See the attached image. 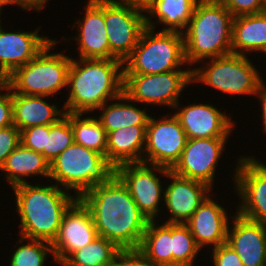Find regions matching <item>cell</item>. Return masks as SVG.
<instances>
[{
  "label": "cell",
  "instance_id": "obj_1",
  "mask_svg": "<svg viewBox=\"0 0 266 266\" xmlns=\"http://www.w3.org/2000/svg\"><path fill=\"white\" fill-rule=\"evenodd\" d=\"M79 199L90 210L98 236L114 242L121 250L139 248L149 221L116 175Z\"/></svg>",
  "mask_w": 266,
  "mask_h": 266
},
{
  "label": "cell",
  "instance_id": "obj_2",
  "mask_svg": "<svg viewBox=\"0 0 266 266\" xmlns=\"http://www.w3.org/2000/svg\"><path fill=\"white\" fill-rule=\"evenodd\" d=\"M79 59L72 58L68 71L67 86L70 89L63 108L65 113L93 112L123 94L122 61Z\"/></svg>",
  "mask_w": 266,
  "mask_h": 266
},
{
  "label": "cell",
  "instance_id": "obj_3",
  "mask_svg": "<svg viewBox=\"0 0 266 266\" xmlns=\"http://www.w3.org/2000/svg\"><path fill=\"white\" fill-rule=\"evenodd\" d=\"M20 216V242L41 240L51 243L57 237L67 209L78 199L56 184L24 183L13 187Z\"/></svg>",
  "mask_w": 266,
  "mask_h": 266
},
{
  "label": "cell",
  "instance_id": "obj_4",
  "mask_svg": "<svg viewBox=\"0 0 266 266\" xmlns=\"http://www.w3.org/2000/svg\"><path fill=\"white\" fill-rule=\"evenodd\" d=\"M233 19L220 0H199L183 32L186 64L231 54Z\"/></svg>",
  "mask_w": 266,
  "mask_h": 266
},
{
  "label": "cell",
  "instance_id": "obj_5",
  "mask_svg": "<svg viewBox=\"0 0 266 266\" xmlns=\"http://www.w3.org/2000/svg\"><path fill=\"white\" fill-rule=\"evenodd\" d=\"M115 175L116 167L107 157L74 142L50 163L49 178L65 191L73 189L77 198Z\"/></svg>",
  "mask_w": 266,
  "mask_h": 266
},
{
  "label": "cell",
  "instance_id": "obj_6",
  "mask_svg": "<svg viewBox=\"0 0 266 266\" xmlns=\"http://www.w3.org/2000/svg\"><path fill=\"white\" fill-rule=\"evenodd\" d=\"M154 32L153 28L144 29L137 46L123 62L124 74H158L183 70L180 69L186 65L183 33L163 30L156 34Z\"/></svg>",
  "mask_w": 266,
  "mask_h": 266
},
{
  "label": "cell",
  "instance_id": "obj_7",
  "mask_svg": "<svg viewBox=\"0 0 266 266\" xmlns=\"http://www.w3.org/2000/svg\"><path fill=\"white\" fill-rule=\"evenodd\" d=\"M56 43L53 39L35 58L7 77V87L12 93L49 97L67 88L72 57L63 53L49 54Z\"/></svg>",
  "mask_w": 266,
  "mask_h": 266
},
{
  "label": "cell",
  "instance_id": "obj_8",
  "mask_svg": "<svg viewBox=\"0 0 266 266\" xmlns=\"http://www.w3.org/2000/svg\"><path fill=\"white\" fill-rule=\"evenodd\" d=\"M248 56L229 54L192 69V82H201L228 94L259 95L265 83Z\"/></svg>",
  "mask_w": 266,
  "mask_h": 266
},
{
  "label": "cell",
  "instance_id": "obj_9",
  "mask_svg": "<svg viewBox=\"0 0 266 266\" xmlns=\"http://www.w3.org/2000/svg\"><path fill=\"white\" fill-rule=\"evenodd\" d=\"M191 82L192 69L158 74H124L123 93L128 102L165 105L176 109L180 106V93Z\"/></svg>",
  "mask_w": 266,
  "mask_h": 266
},
{
  "label": "cell",
  "instance_id": "obj_10",
  "mask_svg": "<svg viewBox=\"0 0 266 266\" xmlns=\"http://www.w3.org/2000/svg\"><path fill=\"white\" fill-rule=\"evenodd\" d=\"M120 0H104V21L115 59L124 62L132 53L146 28V13Z\"/></svg>",
  "mask_w": 266,
  "mask_h": 266
},
{
  "label": "cell",
  "instance_id": "obj_11",
  "mask_svg": "<svg viewBox=\"0 0 266 266\" xmlns=\"http://www.w3.org/2000/svg\"><path fill=\"white\" fill-rule=\"evenodd\" d=\"M151 166V167H149ZM155 172L167 176L171 169L147 165L146 163H127L116 167V176L129 190L130 195L148 221H156L160 211L159 202L164 199L160 179ZM163 194V195H162Z\"/></svg>",
  "mask_w": 266,
  "mask_h": 266
},
{
  "label": "cell",
  "instance_id": "obj_12",
  "mask_svg": "<svg viewBox=\"0 0 266 266\" xmlns=\"http://www.w3.org/2000/svg\"><path fill=\"white\" fill-rule=\"evenodd\" d=\"M157 120L150 116L146 127L143 163L172 169L187 143V135L175 115Z\"/></svg>",
  "mask_w": 266,
  "mask_h": 266
},
{
  "label": "cell",
  "instance_id": "obj_13",
  "mask_svg": "<svg viewBox=\"0 0 266 266\" xmlns=\"http://www.w3.org/2000/svg\"><path fill=\"white\" fill-rule=\"evenodd\" d=\"M240 158L233 175L235 190L242 201L237 214L250 221L266 223V165L254 157Z\"/></svg>",
  "mask_w": 266,
  "mask_h": 266
},
{
  "label": "cell",
  "instance_id": "obj_14",
  "mask_svg": "<svg viewBox=\"0 0 266 266\" xmlns=\"http://www.w3.org/2000/svg\"><path fill=\"white\" fill-rule=\"evenodd\" d=\"M227 139L228 137L188 139L179 161L171 171L212 188L215 168L224 152Z\"/></svg>",
  "mask_w": 266,
  "mask_h": 266
},
{
  "label": "cell",
  "instance_id": "obj_15",
  "mask_svg": "<svg viewBox=\"0 0 266 266\" xmlns=\"http://www.w3.org/2000/svg\"><path fill=\"white\" fill-rule=\"evenodd\" d=\"M98 236L90 210L78 198L65 212L57 237L52 242L53 258L62 264L73 252Z\"/></svg>",
  "mask_w": 266,
  "mask_h": 266
},
{
  "label": "cell",
  "instance_id": "obj_16",
  "mask_svg": "<svg viewBox=\"0 0 266 266\" xmlns=\"http://www.w3.org/2000/svg\"><path fill=\"white\" fill-rule=\"evenodd\" d=\"M171 184L164 189V205L171 213L167 223H185L209 196L208 185L188 179L169 171ZM208 194V195H207Z\"/></svg>",
  "mask_w": 266,
  "mask_h": 266
},
{
  "label": "cell",
  "instance_id": "obj_17",
  "mask_svg": "<svg viewBox=\"0 0 266 266\" xmlns=\"http://www.w3.org/2000/svg\"><path fill=\"white\" fill-rule=\"evenodd\" d=\"M84 19L75 24L79 27L76 35L79 56L83 59H115L110 53L107 30L104 21V0H89Z\"/></svg>",
  "mask_w": 266,
  "mask_h": 266
},
{
  "label": "cell",
  "instance_id": "obj_18",
  "mask_svg": "<svg viewBox=\"0 0 266 266\" xmlns=\"http://www.w3.org/2000/svg\"><path fill=\"white\" fill-rule=\"evenodd\" d=\"M174 115L188 139L229 137L234 130L231 118L210 104H189Z\"/></svg>",
  "mask_w": 266,
  "mask_h": 266
},
{
  "label": "cell",
  "instance_id": "obj_19",
  "mask_svg": "<svg viewBox=\"0 0 266 266\" xmlns=\"http://www.w3.org/2000/svg\"><path fill=\"white\" fill-rule=\"evenodd\" d=\"M228 226L226 243L245 266H266V223L254 222L235 213Z\"/></svg>",
  "mask_w": 266,
  "mask_h": 266
},
{
  "label": "cell",
  "instance_id": "obj_20",
  "mask_svg": "<svg viewBox=\"0 0 266 266\" xmlns=\"http://www.w3.org/2000/svg\"><path fill=\"white\" fill-rule=\"evenodd\" d=\"M34 32H6L0 28V75L8 77L15 69L35 58L53 39Z\"/></svg>",
  "mask_w": 266,
  "mask_h": 266
},
{
  "label": "cell",
  "instance_id": "obj_21",
  "mask_svg": "<svg viewBox=\"0 0 266 266\" xmlns=\"http://www.w3.org/2000/svg\"><path fill=\"white\" fill-rule=\"evenodd\" d=\"M227 211L208 196L194 214L185 222L196 244L218 247L227 241L229 226Z\"/></svg>",
  "mask_w": 266,
  "mask_h": 266
},
{
  "label": "cell",
  "instance_id": "obj_22",
  "mask_svg": "<svg viewBox=\"0 0 266 266\" xmlns=\"http://www.w3.org/2000/svg\"><path fill=\"white\" fill-rule=\"evenodd\" d=\"M147 125H130L107 134L106 157L115 166L143 163Z\"/></svg>",
  "mask_w": 266,
  "mask_h": 266
},
{
  "label": "cell",
  "instance_id": "obj_23",
  "mask_svg": "<svg viewBox=\"0 0 266 266\" xmlns=\"http://www.w3.org/2000/svg\"><path fill=\"white\" fill-rule=\"evenodd\" d=\"M44 98L13 93V123L20 131L33 126L52 125L60 119L58 116L65 115L63 110L47 103Z\"/></svg>",
  "mask_w": 266,
  "mask_h": 266
},
{
  "label": "cell",
  "instance_id": "obj_24",
  "mask_svg": "<svg viewBox=\"0 0 266 266\" xmlns=\"http://www.w3.org/2000/svg\"><path fill=\"white\" fill-rule=\"evenodd\" d=\"M247 51L266 54V10L233 19L231 54L246 56Z\"/></svg>",
  "mask_w": 266,
  "mask_h": 266
},
{
  "label": "cell",
  "instance_id": "obj_25",
  "mask_svg": "<svg viewBox=\"0 0 266 266\" xmlns=\"http://www.w3.org/2000/svg\"><path fill=\"white\" fill-rule=\"evenodd\" d=\"M0 170L6 173V181L12 188L27 183L22 177H30V175L50 177V163L46 158L41 153L24 147L21 143L7 157Z\"/></svg>",
  "mask_w": 266,
  "mask_h": 266
},
{
  "label": "cell",
  "instance_id": "obj_26",
  "mask_svg": "<svg viewBox=\"0 0 266 266\" xmlns=\"http://www.w3.org/2000/svg\"><path fill=\"white\" fill-rule=\"evenodd\" d=\"M199 0H155L145 12L146 27L155 29V22L152 18H158V22L167 27L163 31H175L183 33ZM153 22V23H152Z\"/></svg>",
  "mask_w": 266,
  "mask_h": 266
},
{
  "label": "cell",
  "instance_id": "obj_27",
  "mask_svg": "<svg viewBox=\"0 0 266 266\" xmlns=\"http://www.w3.org/2000/svg\"><path fill=\"white\" fill-rule=\"evenodd\" d=\"M138 250L155 264L172 266V223L149 221Z\"/></svg>",
  "mask_w": 266,
  "mask_h": 266
},
{
  "label": "cell",
  "instance_id": "obj_28",
  "mask_svg": "<svg viewBox=\"0 0 266 266\" xmlns=\"http://www.w3.org/2000/svg\"><path fill=\"white\" fill-rule=\"evenodd\" d=\"M114 104L104 103L99 110H103L101 115L98 117L102 126L105 128L107 134L111 131L119 128L127 127L130 125H148L150 115L144 110L138 109L134 104H127L125 102V93L118 96ZM118 100L124 101L118 103Z\"/></svg>",
  "mask_w": 266,
  "mask_h": 266
},
{
  "label": "cell",
  "instance_id": "obj_29",
  "mask_svg": "<svg viewBox=\"0 0 266 266\" xmlns=\"http://www.w3.org/2000/svg\"><path fill=\"white\" fill-rule=\"evenodd\" d=\"M121 249L112 241L97 236L91 243L73 252L63 266H111Z\"/></svg>",
  "mask_w": 266,
  "mask_h": 266
},
{
  "label": "cell",
  "instance_id": "obj_30",
  "mask_svg": "<svg viewBox=\"0 0 266 266\" xmlns=\"http://www.w3.org/2000/svg\"><path fill=\"white\" fill-rule=\"evenodd\" d=\"M81 113H70L74 143L106 157L107 132L98 118H81Z\"/></svg>",
  "mask_w": 266,
  "mask_h": 266
},
{
  "label": "cell",
  "instance_id": "obj_31",
  "mask_svg": "<svg viewBox=\"0 0 266 266\" xmlns=\"http://www.w3.org/2000/svg\"><path fill=\"white\" fill-rule=\"evenodd\" d=\"M200 250L185 223H172V266H193Z\"/></svg>",
  "mask_w": 266,
  "mask_h": 266
},
{
  "label": "cell",
  "instance_id": "obj_32",
  "mask_svg": "<svg viewBox=\"0 0 266 266\" xmlns=\"http://www.w3.org/2000/svg\"><path fill=\"white\" fill-rule=\"evenodd\" d=\"M73 142L70 113H65L56 123L49 125V135H47L46 147L44 148V157L51 163Z\"/></svg>",
  "mask_w": 266,
  "mask_h": 266
},
{
  "label": "cell",
  "instance_id": "obj_33",
  "mask_svg": "<svg viewBox=\"0 0 266 266\" xmlns=\"http://www.w3.org/2000/svg\"><path fill=\"white\" fill-rule=\"evenodd\" d=\"M28 244L18 246L12 254L10 266H44L47 253H52L51 243L30 239Z\"/></svg>",
  "mask_w": 266,
  "mask_h": 266
},
{
  "label": "cell",
  "instance_id": "obj_34",
  "mask_svg": "<svg viewBox=\"0 0 266 266\" xmlns=\"http://www.w3.org/2000/svg\"><path fill=\"white\" fill-rule=\"evenodd\" d=\"M47 135H49V125L33 126L20 131V142L24 147L44 156Z\"/></svg>",
  "mask_w": 266,
  "mask_h": 266
},
{
  "label": "cell",
  "instance_id": "obj_35",
  "mask_svg": "<svg viewBox=\"0 0 266 266\" xmlns=\"http://www.w3.org/2000/svg\"><path fill=\"white\" fill-rule=\"evenodd\" d=\"M236 16L257 14L266 10V0H220Z\"/></svg>",
  "mask_w": 266,
  "mask_h": 266
},
{
  "label": "cell",
  "instance_id": "obj_36",
  "mask_svg": "<svg viewBox=\"0 0 266 266\" xmlns=\"http://www.w3.org/2000/svg\"><path fill=\"white\" fill-rule=\"evenodd\" d=\"M20 143V130L15 125L0 128V168Z\"/></svg>",
  "mask_w": 266,
  "mask_h": 266
},
{
  "label": "cell",
  "instance_id": "obj_37",
  "mask_svg": "<svg viewBox=\"0 0 266 266\" xmlns=\"http://www.w3.org/2000/svg\"><path fill=\"white\" fill-rule=\"evenodd\" d=\"M111 266H163L147 259L138 249L121 250Z\"/></svg>",
  "mask_w": 266,
  "mask_h": 266
},
{
  "label": "cell",
  "instance_id": "obj_38",
  "mask_svg": "<svg viewBox=\"0 0 266 266\" xmlns=\"http://www.w3.org/2000/svg\"><path fill=\"white\" fill-rule=\"evenodd\" d=\"M212 256L215 266H245L239 255L227 243L213 247Z\"/></svg>",
  "mask_w": 266,
  "mask_h": 266
},
{
  "label": "cell",
  "instance_id": "obj_39",
  "mask_svg": "<svg viewBox=\"0 0 266 266\" xmlns=\"http://www.w3.org/2000/svg\"><path fill=\"white\" fill-rule=\"evenodd\" d=\"M4 91L7 93L0 92V128H5L13 123V93L6 87Z\"/></svg>",
  "mask_w": 266,
  "mask_h": 266
},
{
  "label": "cell",
  "instance_id": "obj_40",
  "mask_svg": "<svg viewBox=\"0 0 266 266\" xmlns=\"http://www.w3.org/2000/svg\"><path fill=\"white\" fill-rule=\"evenodd\" d=\"M258 97L261 101V108H262V123L264 126V132L266 133V85L261 89Z\"/></svg>",
  "mask_w": 266,
  "mask_h": 266
},
{
  "label": "cell",
  "instance_id": "obj_41",
  "mask_svg": "<svg viewBox=\"0 0 266 266\" xmlns=\"http://www.w3.org/2000/svg\"><path fill=\"white\" fill-rule=\"evenodd\" d=\"M120 1L145 11L155 0H120Z\"/></svg>",
  "mask_w": 266,
  "mask_h": 266
},
{
  "label": "cell",
  "instance_id": "obj_42",
  "mask_svg": "<svg viewBox=\"0 0 266 266\" xmlns=\"http://www.w3.org/2000/svg\"><path fill=\"white\" fill-rule=\"evenodd\" d=\"M10 4H17L25 10L35 9V0H9Z\"/></svg>",
  "mask_w": 266,
  "mask_h": 266
},
{
  "label": "cell",
  "instance_id": "obj_43",
  "mask_svg": "<svg viewBox=\"0 0 266 266\" xmlns=\"http://www.w3.org/2000/svg\"><path fill=\"white\" fill-rule=\"evenodd\" d=\"M48 0H35V10L40 11L44 8V4H46Z\"/></svg>",
  "mask_w": 266,
  "mask_h": 266
},
{
  "label": "cell",
  "instance_id": "obj_44",
  "mask_svg": "<svg viewBox=\"0 0 266 266\" xmlns=\"http://www.w3.org/2000/svg\"><path fill=\"white\" fill-rule=\"evenodd\" d=\"M7 87V77L0 75V89L3 91Z\"/></svg>",
  "mask_w": 266,
  "mask_h": 266
},
{
  "label": "cell",
  "instance_id": "obj_45",
  "mask_svg": "<svg viewBox=\"0 0 266 266\" xmlns=\"http://www.w3.org/2000/svg\"><path fill=\"white\" fill-rule=\"evenodd\" d=\"M10 5L9 0H0V9H2V6Z\"/></svg>",
  "mask_w": 266,
  "mask_h": 266
}]
</instances>
